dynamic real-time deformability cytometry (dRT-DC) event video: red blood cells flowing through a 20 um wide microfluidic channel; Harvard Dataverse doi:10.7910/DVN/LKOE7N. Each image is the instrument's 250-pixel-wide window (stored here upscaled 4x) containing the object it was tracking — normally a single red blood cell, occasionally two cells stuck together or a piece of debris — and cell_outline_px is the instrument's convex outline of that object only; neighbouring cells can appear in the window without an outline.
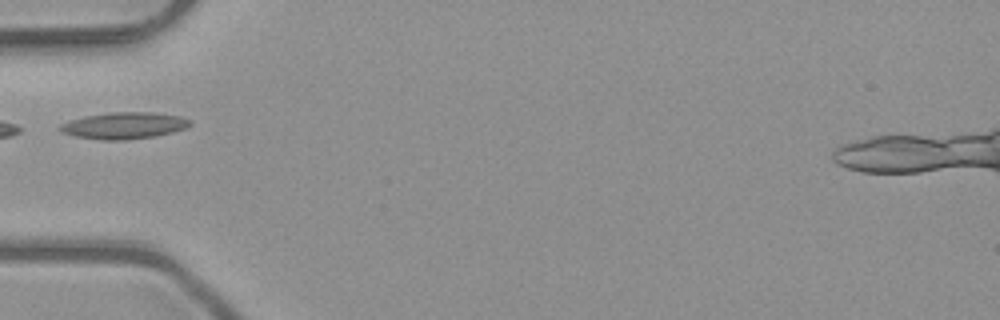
{"species": "common noctule bat (a hibernating species)", "species_latin": "Nyctalus noctula", "temperature_condition": "room temperature", "stored_images_in_passage": 2, "camera_frame_rate_fps": 3000, "um_per_image_px": 0.085, "animal": {"sex": "male", "body_mass_g": 23.1, "forearm_length_mm": 52.7}, "frame": {"image": 1, "passage_image": 1, "time_ms": 0.0, "image_size_px": [1000, 320], "cell_outline_px": [[192, 124], [184, 128], [172, 132], [156, 136], [124, 140], [104, 140], [76, 136], [60, 132], [56, 128], [60, 124], [68, 120], [84, 116], [112, 112], [152, 112], [180, 116], [192, 120]], "centroid_in_image_um": [10.51, 10.67], "position_along_channel_um": 74.5, "area_um2": 20.29}}
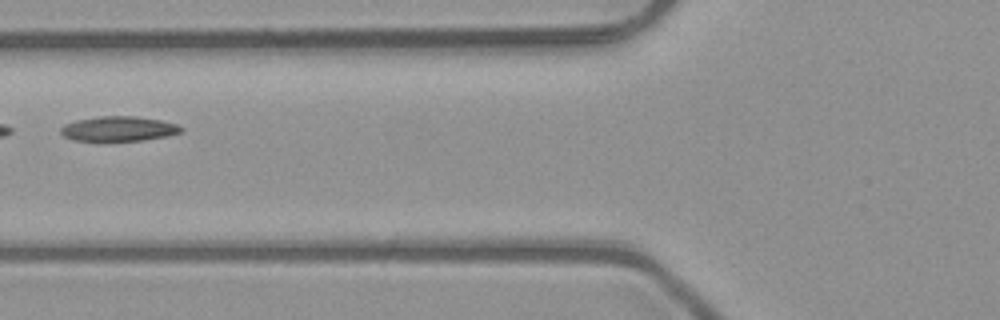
{"frame": {"image": 2, "passage_image": 2, "time_ms": 0.333, "image_size_px": [1000, 320], "cell_outline_px": [[184, 128], [180, 132], [164, 136], [140, 140], [72, 140], [64, 136], [60, 132], [60, 128], [64, 124], [76, 120], [96, 116], [136, 116], [160, 120], [176, 124]], "centroid_in_image_um": [10.03, 10.92], "position_along_channel_um": 115.8, "area_um2": 17.17}}